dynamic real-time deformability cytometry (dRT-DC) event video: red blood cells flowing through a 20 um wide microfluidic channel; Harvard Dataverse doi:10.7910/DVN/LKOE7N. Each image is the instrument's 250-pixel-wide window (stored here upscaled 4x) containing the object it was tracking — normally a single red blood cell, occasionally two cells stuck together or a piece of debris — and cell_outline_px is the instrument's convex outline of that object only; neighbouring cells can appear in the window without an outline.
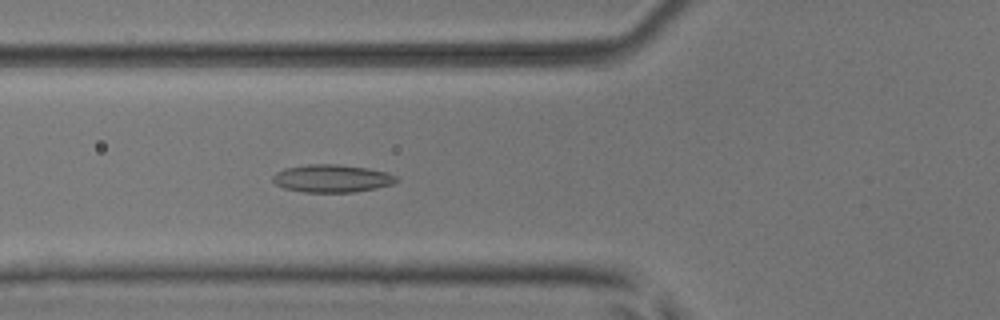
{"species": "common noctule bat (a hibernating species)", "species_latin": "Nyctalus noctula", "temperature_condition": "room temperature", "stored_images_in_passage": 51, "camera_frame_rate_fps": 3000, "um_per_image_px": 0.085, "animal": {"sex": "male", "body_mass_g": 17.9, "forearm_length_mm": 54.2}, "frame": {"image": 1, "passage_image": 19, "time_ms": 6.0, "image_size_px": [1000, 320], "cell_outline_px": [[400, 180], [392, 184], [376, 188], [352, 192], [304, 192], [284, 188], [276, 184], [272, 180], [272, 176], [276, 172], [284, 168], [308, 164], [336, 164], [368, 168], [388, 172], [396, 176]], "centroid_in_image_um": [28.22, 15.16], "position_along_channel_um": 97.6, "area_um2": 20.06}}
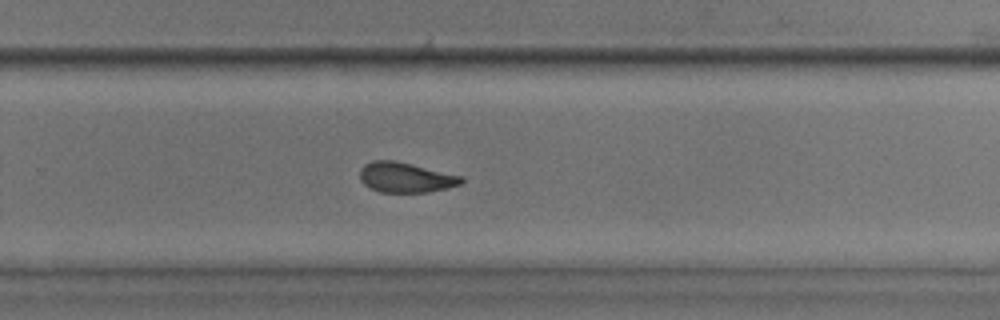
{"frame": {"image": 2, "passage_image": 34, "time_ms": 11.0, "image_size_px": [1000, 320], "cell_outline_px": [[464, 180], [460, 184], [428, 192], [380, 192], [364, 184], [360, 180], [360, 168], [364, 164], [372, 160], [392, 160], [460, 176]], "centroid_in_image_um": [34.4, 15.08], "position_along_channel_um": 295.4, "area_um2": 17.34}}
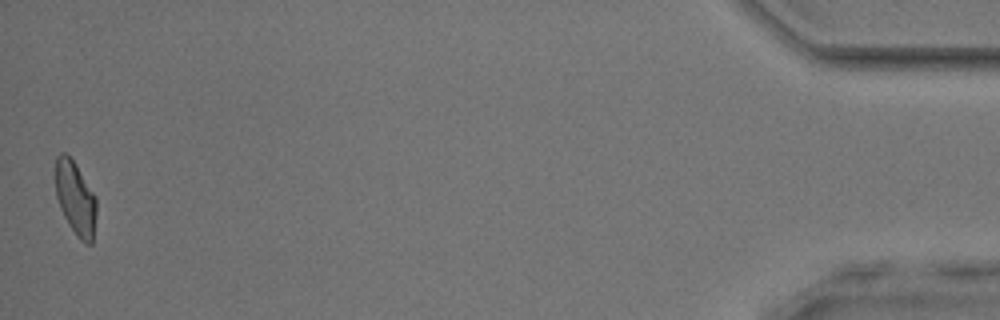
{"frame": {"image": 3, "passage_image": 51, "time_ms": 16.667, "image_size_px": [1000, 320], "cell_outline_px": [[96, 216], [92, 244], [84, 244], [76, 236], [68, 224], [60, 208], [56, 196], [56, 156], [60, 152], [64, 152], [76, 164], [96, 196]], "centroid_in_image_um": [6.42, 16.88], "position_along_channel_um": 428.8, "area_um2": 17.69}, "authors_computed_cell_mechanics": {"area_um2": 18.3226, "velocity_mm_per_s": 3.9706, "shape_relaxation_time_tau1_ms": 9.2159, "shape_relaxation_time_tau2_ms": 2.4233, "deformation_change_tau1": 0.1776, "deformation_change_tau2": 0.0839}}